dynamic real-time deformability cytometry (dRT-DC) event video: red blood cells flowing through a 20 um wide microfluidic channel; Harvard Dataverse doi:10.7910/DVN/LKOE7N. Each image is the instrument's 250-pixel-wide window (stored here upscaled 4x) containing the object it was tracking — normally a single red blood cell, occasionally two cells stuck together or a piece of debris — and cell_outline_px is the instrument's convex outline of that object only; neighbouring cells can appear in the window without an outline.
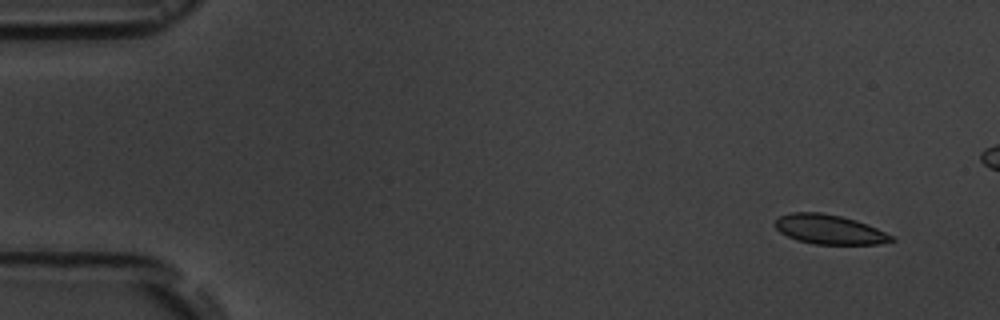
{"species": "common noctule bat (a hibernating species)", "species_latin": "Nyctalus noctula", "temperature_condition": "room temperature", "stored_images_in_passage": 10, "camera_frame_rate_fps": 3000, "um_per_image_px": 0.085, "animal": {"sex": "male", "body_mass_g": 19.5, "forearm_length_mm": 54.6}, "frame": {"image": 1, "passage_image": 1, "time_ms": 0.0, "image_size_px": [1000, 320], "cell_outline_px": [[896, 240], [880, 244], [812, 244], [796, 240], [780, 232], [772, 224], [780, 216], [792, 212], [820, 212], [840, 216], [856, 220], [868, 224], [892, 236]], "centroid_in_image_um": [70.47, 19.5], "position_along_channel_um": 14.5, "area_um2": 20.0}}
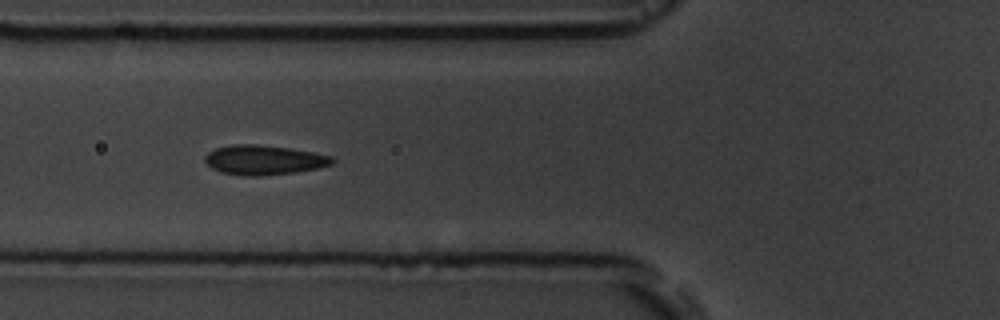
{"frame": {"image": 2, "passage_image": 6, "time_ms": 5.667, "image_size_px": [1000, 320], "cell_outline_px": [[336, 160], [332, 164], [316, 168], [296, 172], [260, 176], [244, 176], [220, 172], [212, 168], [204, 160], [204, 156], [208, 152], [216, 148], [232, 144], [256, 144], [288, 148], [312, 152], [332, 156]], "centroid_in_image_um": [22.41, 13.6], "position_along_channel_um": 103.4, "area_um2": 21.96}}
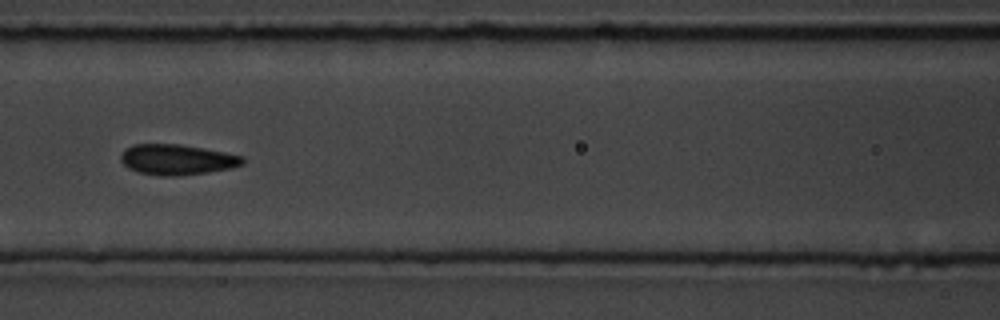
{"frame": {"image": 3, "passage_image": 7, "time_ms": 7.0, "image_size_px": [1000, 320], "cell_outline_px": [[244, 164], [232, 168], [208, 172], [176, 176], [160, 176], [140, 172], [128, 168], [120, 160], [120, 156], [124, 148], [132, 144], [180, 144], [204, 148], [244, 156]], "centroid_in_image_um": [15.04, 13.56], "position_along_channel_um": 151.6, "area_um2": 21.79}}